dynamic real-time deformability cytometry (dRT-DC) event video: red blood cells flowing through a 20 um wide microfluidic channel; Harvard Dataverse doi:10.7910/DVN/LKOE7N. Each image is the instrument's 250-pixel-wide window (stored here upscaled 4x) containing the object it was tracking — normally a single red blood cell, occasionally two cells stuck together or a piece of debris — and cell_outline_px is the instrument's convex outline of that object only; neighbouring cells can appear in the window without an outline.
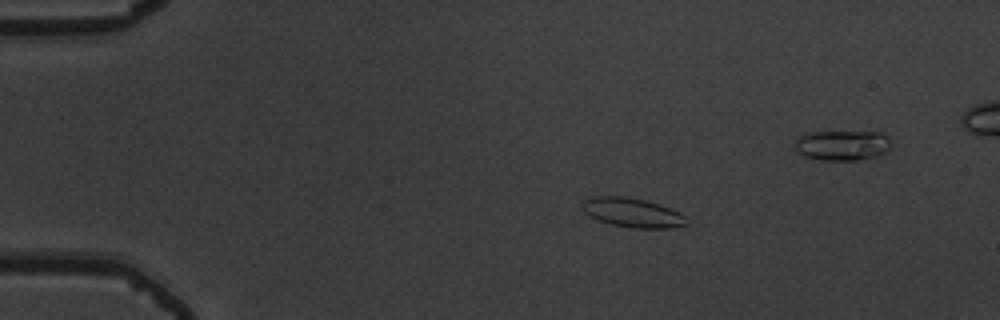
{"species": "common noctule bat (a hibernating species)", "species_latin": "Nyctalus noctula", "temperature_condition": "warm", "stored_images_in_passage": 49, "camera_frame_rate_fps": 3000, "um_per_image_px": 0.085, "animal": {"sex": "male", "body_mass_g": 19.5, "forearm_length_mm": 54.6}, "frame": {"image": 1, "passage_image": 11, "time_ms": 3.333, "image_size_px": [1000, 320], "cell_outline_px": [[692, 224], [672, 228], [632, 228], [612, 224], [596, 220], [588, 216], [580, 208], [580, 204], [584, 200], [596, 196], [624, 196], [644, 200], [660, 204], [680, 212], [688, 216]], "centroid_in_image_um": [53.8, 18.08], "position_along_channel_um": 31.2, "area_um2": 18.32}}
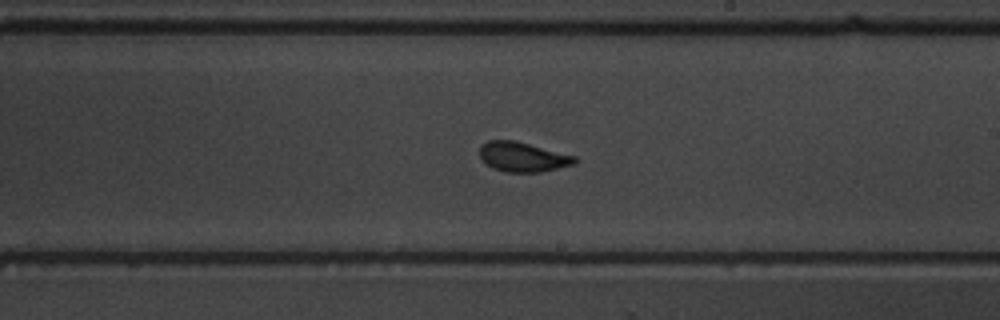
{"frame": {"image": 2, "passage_image": 33, "time_ms": 10.667, "image_size_px": [1000, 320], "cell_outline_px": [[580, 160], [576, 164], [540, 172], [504, 172], [492, 168], [480, 156], [480, 144], [488, 140], [516, 140], [576, 156]], "centroid_in_image_um": [44.47, 13.33], "position_along_channel_um": 244.5, "area_um2": 16.65}}
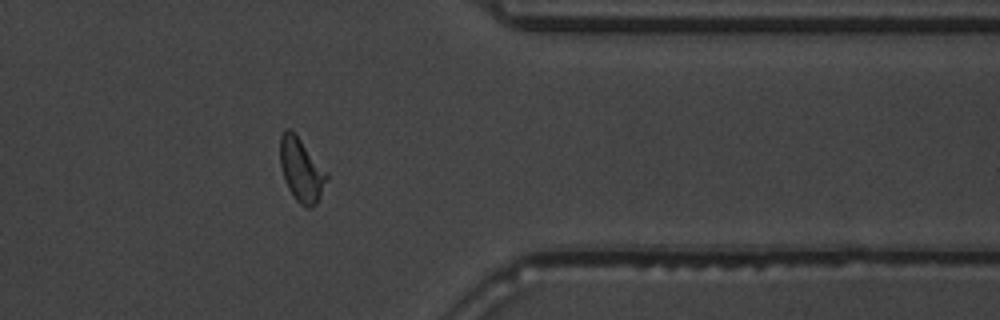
{"frame": {"image": 3, "passage_image": 45, "time_ms": 14.667, "image_size_px": [1000, 320], "cell_outline_px": [[328, 176], [320, 196], [316, 204], [312, 208], [304, 208], [296, 200], [288, 188], [284, 180], [280, 164], [280, 136], [284, 128], [292, 128]], "centroid_in_image_um": [25.56, 14.43], "position_along_channel_um": 385.8, "area_um2": 17.05}}